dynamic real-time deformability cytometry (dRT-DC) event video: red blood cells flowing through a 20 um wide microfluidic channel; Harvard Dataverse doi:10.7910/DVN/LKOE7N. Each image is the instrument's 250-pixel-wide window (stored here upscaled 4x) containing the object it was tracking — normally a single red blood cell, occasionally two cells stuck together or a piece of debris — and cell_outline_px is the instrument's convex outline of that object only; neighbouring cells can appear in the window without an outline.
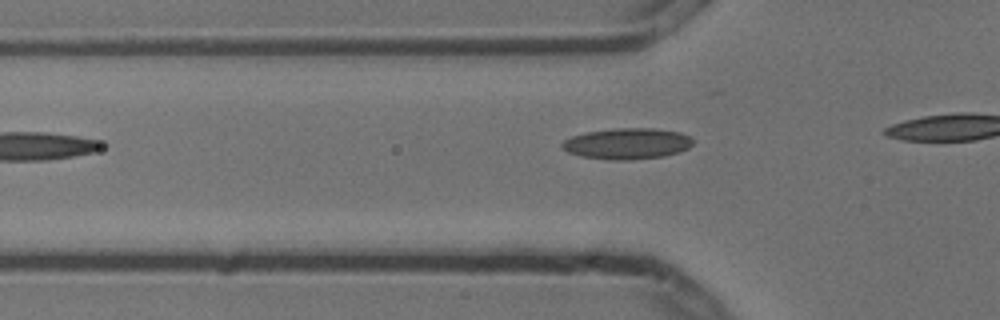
{"species": "common noctule bat (a hibernating species)", "species_latin": "Nyctalus noctula", "temperature_condition": "cold", "stored_images_in_passage": 4, "camera_frame_rate_fps": 3000, "um_per_image_px": 0.085, "animal": {"sex": "male", "body_mass_g": 13.3}, "frame": {"image": 1, "passage_image": 2, "time_ms": 0.333, "image_size_px": [1000, 320], "cell_outline_px": [[692, 144], [688, 148], [680, 152], [664, 156], [632, 160], [608, 160], [580, 156], [568, 152], [560, 144], [564, 140], [572, 136], [584, 132], [612, 128], [656, 128], [680, 132], [688, 136], [692, 140]], "centroid_in_image_um": [53.3, 12.21], "position_along_channel_um": 72.5, "area_um2": 23.87}}